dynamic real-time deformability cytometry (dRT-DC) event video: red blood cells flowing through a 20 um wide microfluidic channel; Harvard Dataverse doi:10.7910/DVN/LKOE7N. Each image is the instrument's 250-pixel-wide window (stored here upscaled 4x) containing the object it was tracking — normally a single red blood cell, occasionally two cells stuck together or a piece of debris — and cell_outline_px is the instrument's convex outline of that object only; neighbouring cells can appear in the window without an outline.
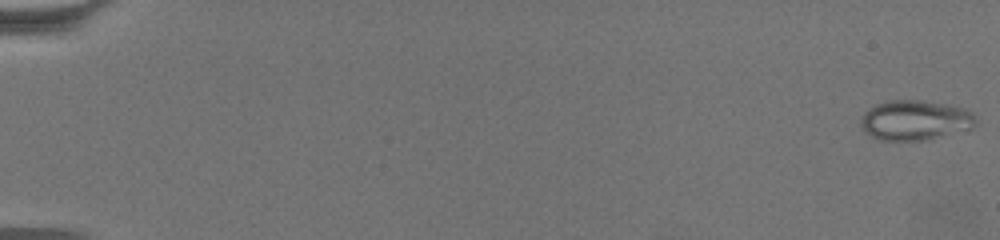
{"species": "common noctule bat (a hibernating species)", "species_latin": "Nyctalus noctula", "temperature_condition": "warm", "stored_images_in_passage": 64, "camera_frame_rate_fps": 3000, "um_per_image_px": 0.085, "animal": {"sex": "female", "body_mass_g": 19.5, "forearm_length_mm": 54.1}, "frame": {"image": 1, "passage_image": 1, "time_ms": 0.0, "image_size_px": [1000, 240], "cell_outline_px": [[976, 124], [972, 128], [928, 140], [880, 140], [864, 132], [860, 124], [860, 116], [868, 108], [876, 104], [892, 100], [920, 100], [948, 104], [964, 108], [972, 112], [976, 116]], "centroid_in_image_um": [77.78, 10.21], "position_along_channel_um": 7.2, "area_um2": 27.05}}
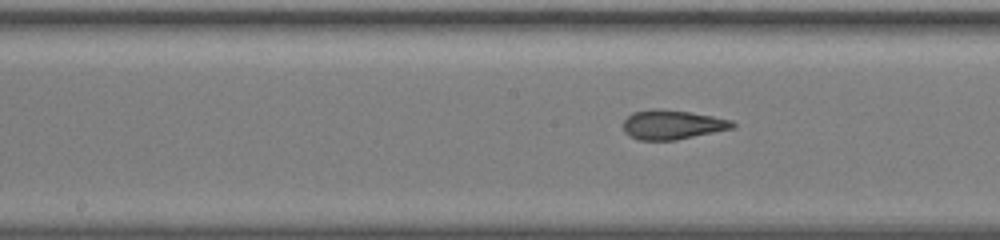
{"frame": {"image": 2, "passage_image": 35, "time_ms": 11.333, "image_size_px": [1000, 240], "cell_outline_px": [[736, 128], [676, 140], [636, 140], [628, 136], [624, 132], [624, 120], [632, 112], [652, 108], [656, 108], [688, 112], [712, 116], [732, 120], [736, 124]], "centroid_in_image_um": [57.14, 10.6], "position_along_channel_um": 191.1, "area_um2": 18.9}}
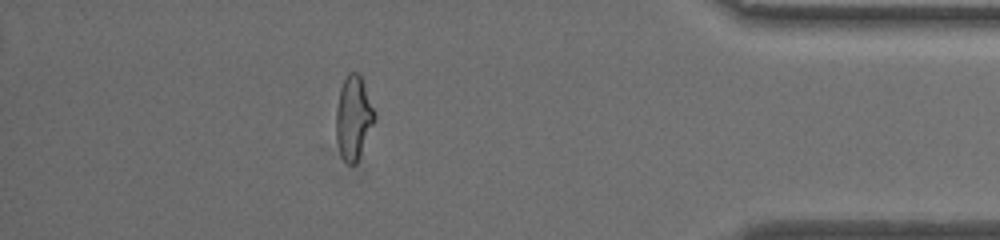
{"frame": {"image": 3, "passage_image": 57, "time_ms": 18.667, "image_size_px": [1000, 240], "cell_outline_px": [[376, 120], [356, 164], [348, 164], [340, 156], [336, 140], [336, 108], [340, 88], [348, 72], [356, 72], [360, 76], [364, 84], [376, 112]], "centroid_in_image_um": [30.05, 10.03], "position_along_channel_um": 405.1, "area_um2": 18.96}, "authors_computed_cell_mechanics": {"area_um2": 19.4208, "velocity_mm_per_s": 3.3848, "shape_relaxation_time_tau1_ms": null, "shape_relaxation_time_tau2_ms": 1.025, "deformation_change_tau1": null, "deformation_change_tau2": 0.0799}}